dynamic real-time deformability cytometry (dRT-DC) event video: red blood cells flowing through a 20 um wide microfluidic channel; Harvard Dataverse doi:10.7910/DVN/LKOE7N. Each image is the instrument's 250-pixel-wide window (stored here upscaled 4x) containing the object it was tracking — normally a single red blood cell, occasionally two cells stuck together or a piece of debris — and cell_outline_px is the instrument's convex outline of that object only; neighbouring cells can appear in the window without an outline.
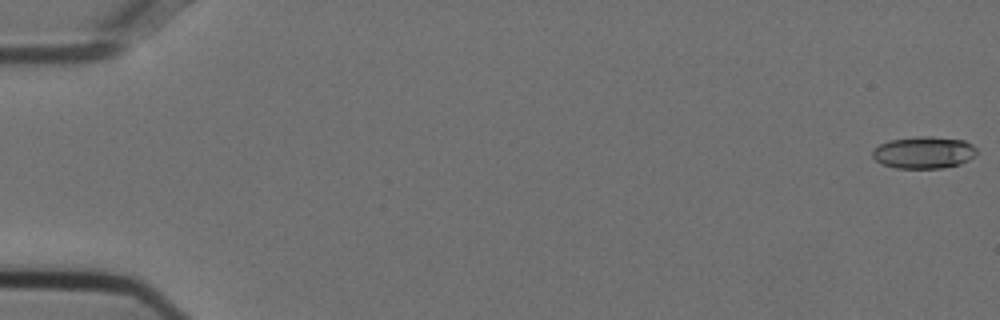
{"species": "Egyptian fruit bat (a non-hibernating species)", "species_latin": "Rousettus aegyptiacus", "temperature_condition": "cold", "stored_images_in_passage": 55, "camera_frame_rate_fps": 3000, "um_per_image_px": 0.085, "animal": {"sex": "female"}, "frame": {"image": 1, "passage_image": 1, "time_ms": 0.0, "image_size_px": [1000, 320], "cell_outline_px": [[976, 156], [960, 164], [944, 168], [896, 168], [884, 164], [876, 160], [872, 156], [872, 152], [880, 144], [888, 140], [916, 136], [932, 136], [964, 140], [972, 144], [976, 148]], "centroid_in_image_um": [78.55, 12.95], "position_along_channel_um": 6.5, "area_um2": 19.54}}
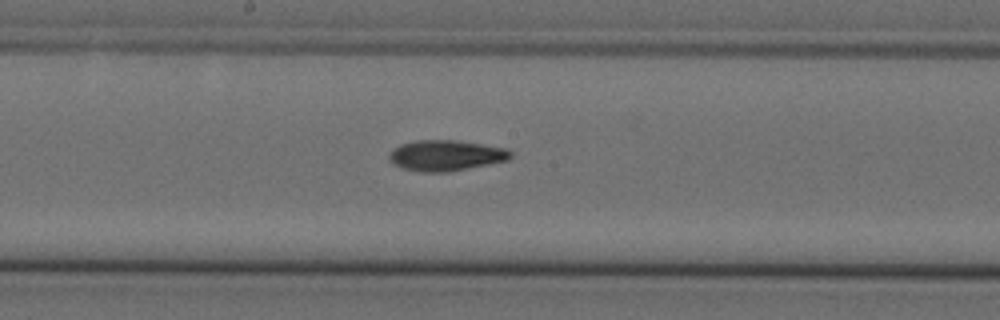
{"frame": {"image": 2, "passage_image": 30, "time_ms": 9.667, "image_size_px": [1000, 320], "cell_outline_px": [[512, 156], [508, 160], [448, 172], [420, 172], [404, 168], [392, 164], [388, 160], [388, 152], [392, 148], [400, 144], [416, 140], [456, 140], [508, 148], [512, 152]], "centroid_in_image_um": [37.86, 13.21], "position_along_channel_um": 210.3, "area_um2": 21.96}}
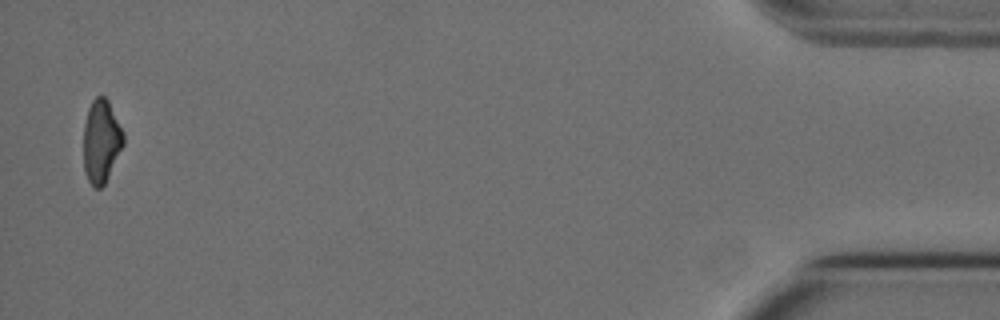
{"frame": {"image": 3, "passage_image": 54, "time_ms": 17.667, "image_size_px": [1000, 320], "cell_outline_px": [[124, 144], [104, 184], [100, 188], [92, 188], [84, 172], [84, 124], [88, 108], [92, 100], [96, 96], [104, 96], [108, 100], [124, 132]], "centroid_in_image_um": [8.6, 12.0], "position_along_channel_um": 426.6, "area_um2": 19.36}}